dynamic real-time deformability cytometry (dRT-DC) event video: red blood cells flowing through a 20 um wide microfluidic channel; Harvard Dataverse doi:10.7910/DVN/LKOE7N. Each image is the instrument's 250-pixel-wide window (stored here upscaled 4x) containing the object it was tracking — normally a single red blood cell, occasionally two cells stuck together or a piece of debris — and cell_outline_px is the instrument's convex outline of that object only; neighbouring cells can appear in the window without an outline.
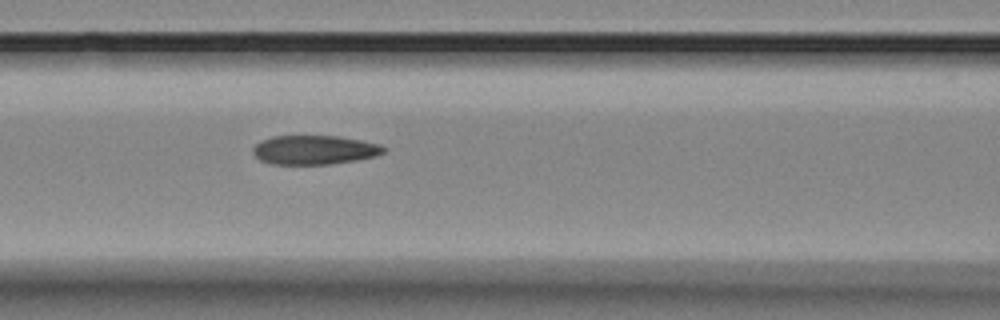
{"species": "Egyptian fruit bat (a non-hibernating species)", "species_latin": "Rousettus aegyptiacus", "temperature_condition": "room temperature", "stored_images_in_passage": 4, "camera_frame_rate_fps": 3000, "um_per_image_px": 0.085, "animal": {"sex": "female"}, "frame": {"image": 1, "passage_image": 4, "time_ms": 5.0, "image_size_px": [1000, 320], "cell_outline_px": [[384, 152], [376, 156], [356, 160], [332, 164], [272, 164], [260, 160], [252, 152], [252, 148], [260, 140], [272, 136], [340, 136], [380, 144], [384, 148]], "centroid_in_image_um": [26.7, 12.74], "position_along_channel_um": 139.9, "area_um2": 22.2}}